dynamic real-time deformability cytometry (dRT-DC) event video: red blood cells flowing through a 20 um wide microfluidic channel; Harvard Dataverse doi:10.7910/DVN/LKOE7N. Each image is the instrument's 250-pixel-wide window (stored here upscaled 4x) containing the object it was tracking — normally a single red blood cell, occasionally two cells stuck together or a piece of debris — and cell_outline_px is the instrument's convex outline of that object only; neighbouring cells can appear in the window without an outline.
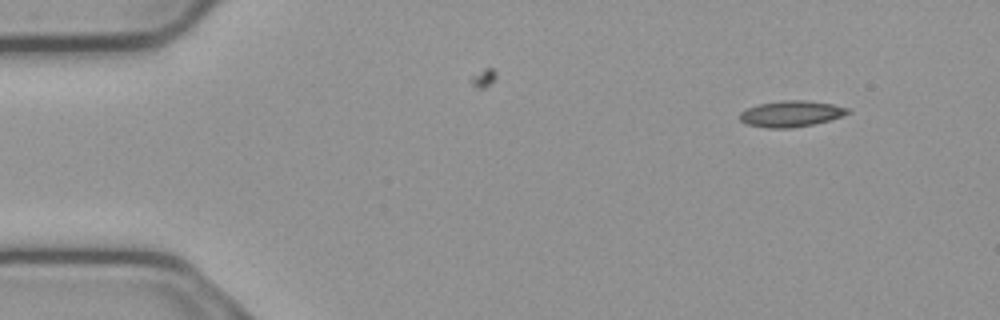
{"species": "common noctule bat (a hibernating species)", "species_latin": "Nyctalus noctula", "temperature_condition": "cold", "stored_images_in_passage": 15, "camera_frame_rate_fps": 3000, "um_per_image_px": 0.085, "animal": {"sex": "male", "body_mass_g": 23.1, "forearm_length_mm": 52.7}, "frame": {"image": 1, "passage_image": 1, "time_ms": 0.0, "image_size_px": [1000, 320], "cell_outline_px": [[852, 112], [844, 116], [812, 124], [788, 128], [768, 128], [748, 124], [740, 120], [740, 112], [748, 108], [760, 104], [780, 100], [804, 100], [832, 104], [852, 108]], "centroid_in_image_um": [67.3, 9.66], "position_along_channel_um": 17.7, "area_um2": 16.36}}